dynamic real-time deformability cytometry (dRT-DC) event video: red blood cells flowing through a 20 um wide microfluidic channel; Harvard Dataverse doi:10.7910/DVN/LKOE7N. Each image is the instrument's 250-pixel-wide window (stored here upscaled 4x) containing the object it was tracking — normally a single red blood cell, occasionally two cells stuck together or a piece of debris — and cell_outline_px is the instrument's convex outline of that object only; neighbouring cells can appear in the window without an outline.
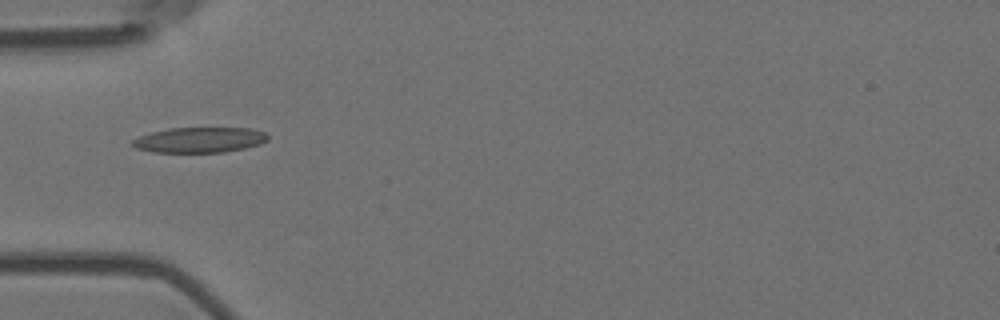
{"species": "Egyptian fruit bat (a non-hibernating species)", "species_latin": "Rousettus aegyptiacus", "temperature_condition": "room temperature", "stored_images_in_passage": 9, "camera_frame_rate_fps": 3000, "um_per_image_px": 0.085, "animal": {"sex": "female"}, "frame": {"image": 1, "passage_image": 6, "time_ms": 1.667, "image_size_px": [1000, 320], "cell_outline_px": [[268, 140], [260, 144], [244, 148], [224, 152], [152, 152], [136, 148], [132, 144], [132, 140], [140, 136], [152, 132], [168, 128], [252, 128], [264, 132], [268, 136]], "centroid_in_image_um": [16.97, 11.89], "position_along_channel_um": 68.0, "area_um2": 19.94}}
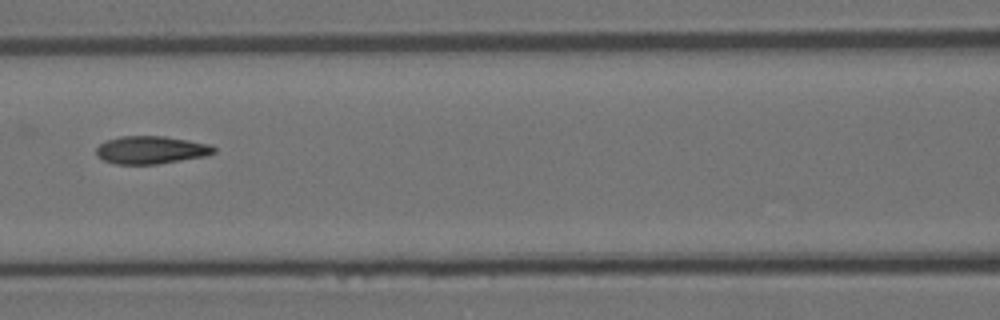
{"frame": {"image": 2, "passage_image": 8, "time_ms": 2.333, "image_size_px": [1000, 320], "cell_outline_px": [[216, 152], [208, 156], [156, 164], [116, 164], [104, 160], [96, 156], [96, 148], [100, 144], [108, 140], [120, 136], [164, 136], [212, 144], [216, 148]], "centroid_in_image_um": [12.88, 12.74], "position_along_channel_um": 153.7, "area_um2": 19.19}}
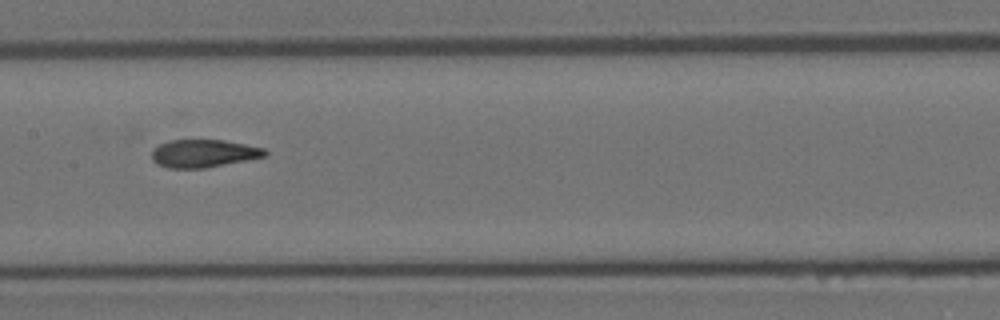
{"frame": {"image": 3, "passage_image": 9, "time_ms": 2.667, "image_size_px": [1000, 320], "cell_outline_px": [[268, 156], [204, 168], [168, 168], [156, 164], [152, 160], [152, 152], [160, 144], [168, 140], [224, 140], [264, 148], [268, 152]], "centroid_in_image_um": [17.31, 13.04], "position_along_channel_um": 190.1, "area_um2": 18.32}}